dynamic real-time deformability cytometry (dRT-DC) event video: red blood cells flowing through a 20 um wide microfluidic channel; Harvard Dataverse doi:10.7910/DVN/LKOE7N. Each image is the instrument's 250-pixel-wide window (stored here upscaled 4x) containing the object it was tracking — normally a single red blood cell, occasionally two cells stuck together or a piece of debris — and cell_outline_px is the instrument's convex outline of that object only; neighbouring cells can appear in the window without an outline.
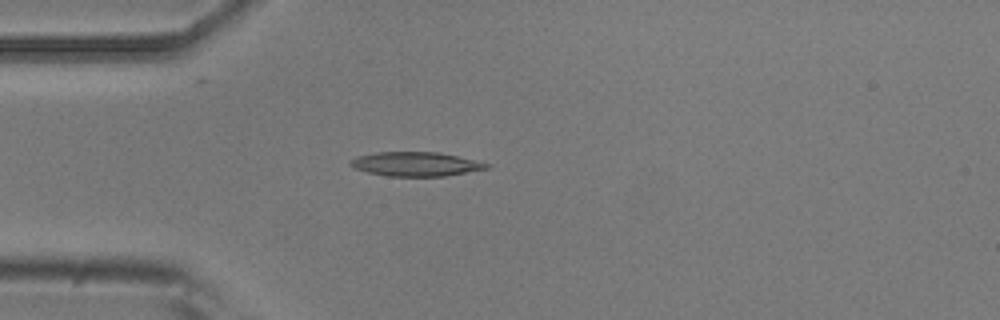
{"species": "common noctule bat (a hibernating species)", "species_latin": "Nyctalus noctula", "temperature_condition": "room temperature", "stored_images_in_passage": 52, "camera_frame_rate_fps": 3000, "um_per_image_px": 0.085, "animal": {"sex": "male", "body_mass_g": 20.5, "forearm_length_mm": 52.5}, "frame": {"image": 1, "passage_image": 14, "time_ms": 4.333, "image_size_px": [1000, 320], "cell_outline_px": [[492, 164], [488, 168], [444, 176], [388, 176], [368, 172], [352, 168], [348, 164], [356, 156], [376, 152], [440, 152], [476, 160]], "centroid_in_image_um": [35.33, 13.94], "position_along_channel_um": 49.7, "area_um2": 19.19}}
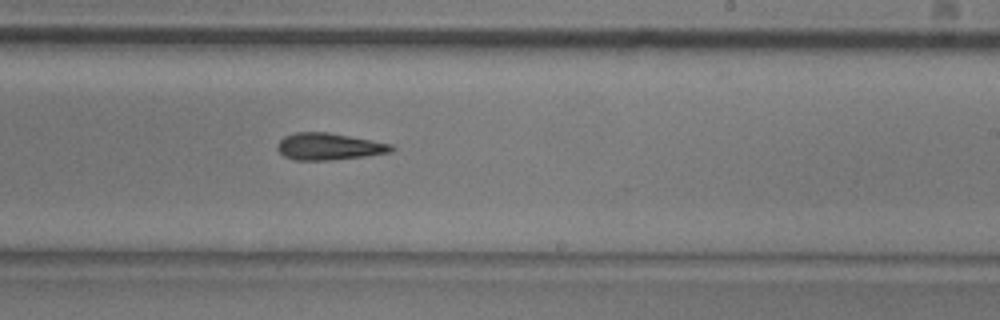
{"frame": {"image": 2, "passage_image": 31, "time_ms": 10.0, "image_size_px": [1000, 320], "cell_outline_px": [[396, 148], [392, 152], [364, 156], [328, 160], [296, 160], [284, 156], [276, 148], [276, 144], [284, 136], [296, 132], [328, 132], [372, 140], [392, 144]], "centroid_in_image_um": [27.96, 12.45], "position_along_channel_um": 261.0, "area_um2": 17.86}}
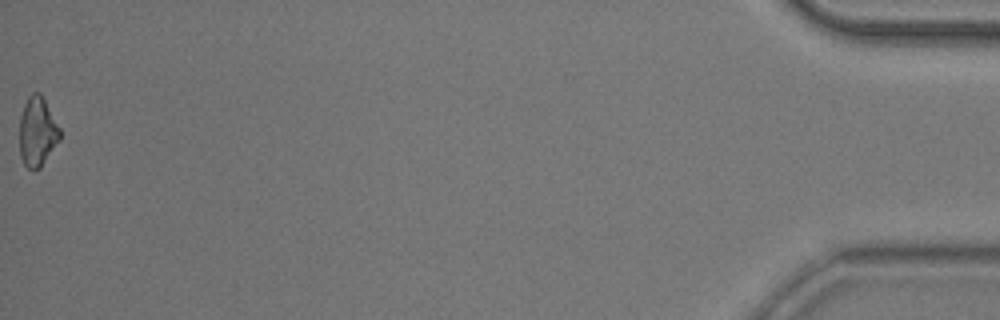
{"frame": {"image": 3, "passage_image": 52, "time_ms": 17.0, "image_size_px": [1000, 320], "cell_outline_px": [[60, 140], [40, 168], [28, 168], [24, 164], [20, 156], [20, 116], [24, 104], [28, 96], [32, 92], [40, 92], [60, 128]], "centroid_in_image_um": [3.17, 11.18], "position_along_channel_um": 432.0, "area_um2": 16.24}, "authors_computed_cell_mechanics": {"area_um2": 17.918, "velocity_mm_per_s": 3.893, "shape_relaxation_time_tau1_ms": 5.5073, "shape_relaxation_time_tau2_ms": null, "deformation_change_tau1": 0.1496, "deformation_change_tau2": null}}